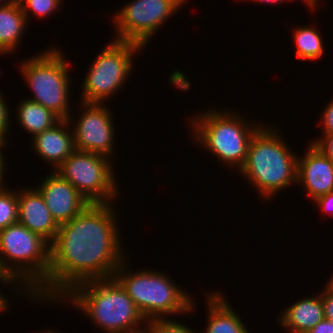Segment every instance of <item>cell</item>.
<instances>
[{
  "mask_svg": "<svg viewBox=\"0 0 333 333\" xmlns=\"http://www.w3.org/2000/svg\"><path fill=\"white\" fill-rule=\"evenodd\" d=\"M112 203H92L59 225L50 243L47 302H59L76 285L113 278L127 257Z\"/></svg>",
  "mask_w": 333,
  "mask_h": 333,
  "instance_id": "1",
  "label": "cell"
},
{
  "mask_svg": "<svg viewBox=\"0 0 333 333\" xmlns=\"http://www.w3.org/2000/svg\"><path fill=\"white\" fill-rule=\"evenodd\" d=\"M66 299L104 333L137 332L147 321L114 277L82 282L52 304Z\"/></svg>",
  "mask_w": 333,
  "mask_h": 333,
  "instance_id": "2",
  "label": "cell"
},
{
  "mask_svg": "<svg viewBox=\"0 0 333 333\" xmlns=\"http://www.w3.org/2000/svg\"><path fill=\"white\" fill-rule=\"evenodd\" d=\"M263 124L250 139L247 158L238 171L269 201L293 184L296 186L297 158L275 125Z\"/></svg>",
  "mask_w": 333,
  "mask_h": 333,
  "instance_id": "3",
  "label": "cell"
},
{
  "mask_svg": "<svg viewBox=\"0 0 333 333\" xmlns=\"http://www.w3.org/2000/svg\"><path fill=\"white\" fill-rule=\"evenodd\" d=\"M0 263L35 302L47 301L50 243L19 222L0 231Z\"/></svg>",
  "mask_w": 333,
  "mask_h": 333,
  "instance_id": "4",
  "label": "cell"
},
{
  "mask_svg": "<svg viewBox=\"0 0 333 333\" xmlns=\"http://www.w3.org/2000/svg\"><path fill=\"white\" fill-rule=\"evenodd\" d=\"M196 115L189 120L193 142L202 145L225 166L240 170L247 158L250 139L263 123L252 122L223 108Z\"/></svg>",
  "mask_w": 333,
  "mask_h": 333,
  "instance_id": "5",
  "label": "cell"
},
{
  "mask_svg": "<svg viewBox=\"0 0 333 333\" xmlns=\"http://www.w3.org/2000/svg\"><path fill=\"white\" fill-rule=\"evenodd\" d=\"M117 268L114 278L126 290L144 318L166 319L170 315L190 314L196 304L183 288L175 284L170 276L151 268L129 270L126 261Z\"/></svg>",
  "mask_w": 333,
  "mask_h": 333,
  "instance_id": "6",
  "label": "cell"
},
{
  "mask_svg": "<svg viewBox=\"0 0 333 333\" xmlns=\"http://www.w3.org/2000/svg\"><path fill=\"white\" fill-rule=\"evenodd\" d=\"M37 54L18 63L33 94L27 99L40 103L61 119H68L73 113L69 98L72 82L65 54L56 46Z\"/></svg>",
  "mask_w": 333,
  "mask_h": 333,
  "instance_id": "7",
  "label": "cell"
},
{
  "mask_svg": "<svg viewBox=\"0 0 333 333\" xmlns=\"http://www.w3.org/2000/svg\"><path fill=\"white\" fill-rule=\"evenodd\" d=\"M142 49L133 42L113 40L100 50L84 76L80 101L105 103L112 99L128 81L133 70V57Z\"/></svg>",
  "mask_w": 333,
  "mask_h": 333,
  "instance_id": "8",
  "label": "cell"
},
{
  "mask_svg": "<svg viewBox=\"0 0 333 333\" xmlns=\"http://www.w3.org/2000/svg\"><path fill=\"white\" fill-rule=\"evenodd\" d=\"M107 156L75 150L54 171L90 203H112L118 197L115 170Z\"/></svg>",
  "mask_w": 333,
  "mask_h": 333,
  "instance_id": "9",
  "label": "cell"
},
{
  "mask_svg": "<svg viewBox=\"0 0 333 333\" xmlns=\"http://www.w3.org/2000/svg\"><path fill=\"white\" fill-rule=\"evenodd\" d=\"M188 0H132L112 16L116 29L113 40L133 42L143 48L164 22L186 5Z\"/></svg>",
  "mask_w": 333,
  "mask_h": 333,
  "instance_id": "10",
  "label": "cell"
},
{
  "mask_svg": "<svg viewBox=\"0 0 333 333\" xmlns=\"http://www.w3.org/2000/svg\"><path fill=\"white\" fill-rule=\"evenodd\" d=\"M81 111L76 122L69 116L75 149L98 153L109 158L115 152L114 118L104 103L79 102ZM75 123V124H74ZM74 124V125H73Z\"/></svg>",
  "mask_w": 333,
  "mask_h": 333,
  "instance_id": "11",
  "label": "cell"
},
{
  "mask_svg": "<svg viewBox=\"0 0 333 333\" xmlns=\"http://www.w3.org/2000/svg\"><path fill=\"white\" fill-rule=\"evenodd\" d=\"M43 178L35 188L42 195L58 225L72 220L90 204L73 185L55 171L52 170Z\"/></svg>",
  "mask_w": 333,
  "mask_h": 333,
  "instance_id": "12",
  "label": "cell"
},
{
  "mask_svg": "<svg viewBox=\"0 0 333 333\" xmlns=\"http://www.w3.org/2000/svg\"><path fill=\"white\" fill-rule=\"evenodd\" d=\"M305 155L297 158L296 185L303 186L313 201L333 192V161L313 143L307 145Z\"/></svg>",
  "mask_w": 333,
  "mask_h": 333,
  "instance_id": "13",
  "label": "cell"
},
{
  "mask_svg": "<svg viewBox=\"0 0 333 333\" xmlns=\"http://www.w3.org/2000/svg\"><path fill=\"white\" fill-rule=\"evenodd\" d=\"M18 222L51 243L59 225L53 219L42 195L34 187L17 190Z\"/></svg>",
  "mask_w": 333,
  "mask_h": 333,
  "instance_id": "14",
  "label": "cell"
},
{
  "mask_svg": "<svg viewBox=\"0 0 333 333\" xmlns=\"http://www.w3.org/2000/svg\"><path fill=\"white\" fill-rule=\"evenodd\" d=\"M32 139V150L45 163L53 166V171L76 150L68 119H62Z\"/></svg>",
  "mask_w": 333,
  "mask_h": 333,
  "instance_id": "15",
  "label": "cell"
},
{
  "mask_svg": "<svg viewBox=\"0 0 333 333\" xmlns=\"http://www.w3.org/2000/svg\"><path fill=\"white\" fill-rule=\"evenodd\" d=\"M279 315L281 327L290 333H307L325 318L321 292L289 304Z\"/></svg>",
  "mask_w": 333,
  "mask_h": 333,
  "instance_id": "16",
  "label": "cell"
},
{
  "mask_svg": "<svg viewBox=\"0 0 333 333\" xmlns=\"http://www.w3.org/2000/svg\"><path fill=\"white\" fill-rule=\"evenodd\" d=\"M216 291V292H215ZM207 318L206 331L203 333H250L240 315L226 300L219 290L206 293Z\"/></svg>",
  "mask_w": 333,
  "mask_h": 333,
  "instance_id": "17",
  "label": "cell"
},
{
  "mask_svg": "<svg viewBox=\"0 0 333 333\" xmlns=\"http://www.w3.org/2000/svg\"><path fill=\"white\" fill-rule=\"evenodd\" d=\"M27 24L19 2L0 6V54L17 51Z\"/></svg>",
  "mask_w": 333,
  "mask_h": 333,
  "instance_id": "18",
  "label": "cell"
},
{
  "mask_svg": "<svg viewBox=\"0 0 333 333\" xmlns=\"http://www.w3.org/2000/svg\"><path fill=\"white\" fill-rule=\"evenodd\" d=\"M16 109L18 124L24 131L31 134L32 138L54 127L62 120L58 115L42 106L40 103L33 102L27 98L21 100Z\"/></svg>",
  "mask_w": 333,
  "mask_h": 333,
  "instance_id": "19",
  "label": "cell"
},
{
  "mask_svg": "<svg viewBox=\"0 0 333 333\" xmlns=\"http://www.w3.org/2000/svg\"><path fill=\"white\" fill-rule=\"evenodd\" d=\"M301 26V27H300ZM296 27L293 31V43L296 47L295 55L300 60H317L324 54L323 37L319 29L313 26ZM318 30V31H317Z\"/></svg>",
  "mask_w": 333,
  "mask_h": 333,
  "instance_id": "20",
  "label": "cell"
},
{
  "mask_svg": "<svg viewBox=\"0 0 333 333\" xmlns=\"http://www.w3.org/2000/svg\"><path fill=\"white\" fill-rule=\"evenodd\" d=\"M0 190V231L18 222L17 190Z\"/></svg>",
  "mask_w": 333,
  "mask_h": 333,
  "instance_id": "21",
  "label": "cell"
},
{
  "mask_svg": "<svg viewBox=\"0 0 333 333\" xmlns=\"http://www.w3.org/2000/svg\"><path fill=\"white\" fill-rule=\"evenodd\" d=\"M64 0H18L22 12L28 22L30 15H36L38 18H46L55 13ZM32 13V14H31ZM30 14V15H29Z\"/></svg>",
  "mask_w": 333,
  "mask_h": 333,
  "instance_id": "22",
  "label": "cell"
},
{
  "mask_svg": "<svg viewBox=\"0 0 333 333\" xmlns=\"http://www.w3.org/2000/svg\"><path fill=\"white\" fill-rule=\"evenodd\" d=\"M145 329L149 333H197L191 328L172 319H153L145 323Z\"/></svg>",
  "mask_w": 333,
  "mask_h": 333,
  "instance_id": "23",
  "label": "cell"
},
{
  "mask_svg": "<svg viewBox=\"0 0 333 333\" xmlns=\"http://www.w3.org/2000/svg\"><path fill=\"white\" fill-rule=\"evenodd\" d=\"M0 283L1 284L4 283L5 286L10 285V287L15 285L13 287V289L16 287V285H18L14 289V291L15 290L17 291V293L15 292V295L19 294V293H21V294L23 293L22 295L27 297V299L29 298V300L31 301V299H32L31 295L9 273H0ZM9 306H10V302H8V300L6 299V296L4 297L2 290L0 289V313L8 310Z\"/></svg>",
  "mask_w": 333,
  "mask_h": 333,
  "instance_id": "24",
  "label": "cell"
},
{
  "mask_svg": "<svg viewBox=\"0 0 333 333\" xmlns=\"http://www.w3.org/2000/svg\"><path fill=\"white\" fill-rule=\"evenodd\" d=\"M0 92V136L4 140H8L9 132H10V108L7 105V101L5 100V97ZM8 135V136H7Z\"/></svg>",
  "mask_w": 333,
  "mask_h": 333,
  "instance_id": "25",
  "label": "cell"
},
{
  "mask_svg": "<svg viewBox=\"0 0 333 333\" xmlns=\"http://www.w3.org/2000/svg\"><path fill=\"white\" fill-rule=\"evenodd\" d=\"M318 147L329 159L333 161V134L322 135L320 138L311 141Z\"/></svg>",
  "mask_w": 333,
  "mask_h": 333,
  "instance_id": "26",
  "label": "cell"
},
{
  "mask_svg": "<svg viewBox=\"0 0 333 333\" xmlns=\"http://www.w3.org/2000/svg\"><path fill=\"white\" fill-rule=\"evenodd\" d=\"M324 287L321 296L325 319L333 321V289L328 284Z\"/></svg>",
  "mask_w": 333,
  "mask_h": 333,
  "instance_id": "27",
  "label": "cell"
},
{
  "mask_svg": "<svg viewBox=\"0 0 333 333\" xmlns=\"http://www.w3.org/2000/svg\"><path fill=\"white\" fill-rule=\"evenodd\" d=\"M321 113L322 135L333 134V98Z\"/></svg>",
  "mask_w": 333,
  "mask_h": 333,
  "instance_id": "28",
  "label": "cell"
},
{
  "mask_svg": "<svg viewBox=\"0 0 333 333\" xmlns=\"http://www.w3.org/2000/svg\"><path fill=\"white\" fill-rule=\"evenodd\" d=\"M313 202L317 205V208H320L322 213H329V210L333 208V192L322 195L316 198Z\"/></svg>",
  "mask_w": 333,
  "mask_h": 333,
  "instance_id": "29",
  "label": "cell"
},
{
  "mask_svg": "<svg viewBox=\"0 0 333 333\" xmlns=\"http://www.w3.org/2000/svg\"><path fill=\"white\" fill-rule=\"evenodd\" d=\"M8 140H3L1 143H0V190H4V189H6L7 187H5V186H7V185H5L4 183H5V179H4V177H5V171H7L6 170V164H5V162H6V159L7 158H4L5 156V154L3 153L4 151H3V148L4 147H7V145H8V142H7ZM2 151V152H1ZM5 169V170H4Z\"/></svg>",
  "mask_w": 333,
  "mask_h": 333,
  "instance_id": "30",
  "label": "cell"
},
{
  "mask_svg": "<svg viewBox=\"0 0 333 333\" xmlns=\"http://www.w3.org/2000/svg\"><path fill=\"white\" fill-rule=\"evenodd\" d=\"M307 333H333V321L324 318Z\"/></svg>",
  "mask_w": 333,
  "mask_h": 333,
  "instance_id": "31",
  "label": "cell"
},
{
  "mask_svg": "<svg viewBox=\"0 0 333 333\" xmlns=\"http://www.w3.org/2000/svg\"><path fill=\"white\" fill-rule=\"evenodd\" d=\"M240 1H243V0H240ZM244 1H246V0H244ZM247 1H256V2H260V3H268V4H280V2L282 3L283 1H285V0H247ZM286 1H288V0H286ZM290 1V0H289ZM291 1H293V0H291ZM301 1H303L305 4H306V6L308 7V8H310V10H317V8H316V6H309L304 0H301Z\"/></svg>",
  "mask_w": 333,
  "mask_h": 333,
  "instance_id": "32",
  "label": "cell"
},
{
  "mask_svg": "<svg viewBox=\"0 0 333 333\" xmlns=\"http://www.w3.org/2000/svg\"><path fill=\"white\" fill-rule=\"evenodd\" d=\"M18 2V0H0V6L10 5Z\"/></svg>",
  "mask_w": 333,
  "mask_h": 333,
  "instance_id": "33",
  "label": "cell"
},
{
  "mask_svg": "<svg viewBox=\"0 0 333 333\" xmlns=\"http://www.w3.org/2000/svg\"><path fill=\"white\" fill-rule=\"evenodd\" d=\"M309 6H316L319 0H304Z\"/></svg>",
  "mask_w": 333,
  "mask_h": 333,
  "instance_id": "34",
  "label": "cell"
},
{
  "mask_svg": "<svg viewBox=\"0 0 333 333\" xmlns=\"http://www.w3.org/2000/svg\"><path fill=\"white\" fill-rule=\"evenodd\" d=\"M37 333V332H36ZM38 333H59L58 331H56V330H51V329H47V330H45V331H40V332H38ZM61 333V332H60Z\"/></svg>",
  "mask_w": 333,
  "mask_h": 333,
  "instance_id": "35",
  "label": "cell"
},
{
  "mask_svg": "<svg viewBox=\"0 0 333 333\" xmlns=\"http://www.w3.org/2000/svg\"><path fill=\"white\" fill-rule=\"evenodd\" d=\"M327 284L333 289V275L331 276V279H329V282Z\"/></svg>",
  "mask_w": 333,
  "mask_h": 333,
  "instance_id": "36",
  "label": "cell"
},
{
  "mask_svg": "<svg viewBox=\"0 0 333 333\" xmlns=\"http://www.w3.org/2000/svg\"><path fill=\"white\" fill-rule=\"evenodd\" d=\"M133 333H149L145 328L140 330V331H137V332H133Z\"/></svg>",
  "mask_w": 333,
  "mask_h": 333,
  "instance_id": "37",
  "label": "cell"
},
{
  "mask_svg": "<svg viewBox=\"0 0 333 333\" xmlns=\"http://www.w3.org/2000/svg\"><path fill=\"white\" fill-rule=\"evenodd\" d=\"M0 273H8L7 271H5L2 266H1V263H0Z\"/></svg>",
  "mask_w": 333,
  "mask_h": 333,
  "instance_id": "38",
  "label": "cell"
},
{
  "mask_svg": "<svg viewBox=\"0 0 333 333\" xmlns=\"http://www.w3.org/2000/svg\"><path fill=\"white\" fill-rule=\"evenodd\" d=\"M4 139L0 136V143L3 141Z\"/></svg>",
  "mask_w": 333,
  "mask_h": 333,
  "instance_id": "39",
  "label": "cell"
}]
</instances>
